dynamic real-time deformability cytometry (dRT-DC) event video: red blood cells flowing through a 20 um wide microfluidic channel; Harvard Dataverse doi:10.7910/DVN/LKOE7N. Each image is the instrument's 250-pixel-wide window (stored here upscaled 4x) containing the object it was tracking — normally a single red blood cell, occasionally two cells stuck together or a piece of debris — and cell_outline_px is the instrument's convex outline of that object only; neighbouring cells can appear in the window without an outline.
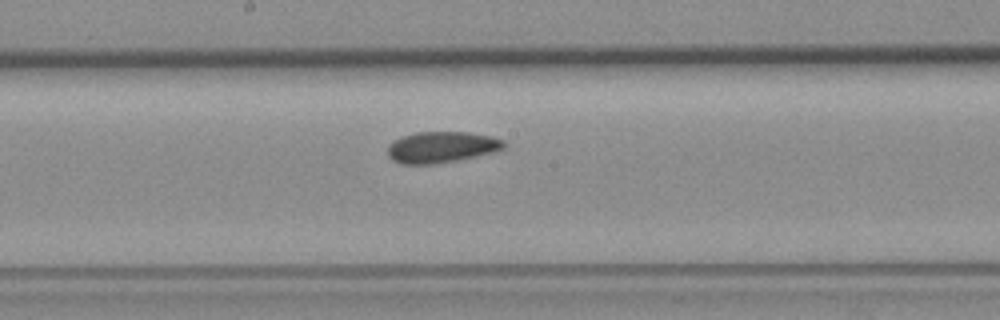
{"species": "common noctule bat (a hibernating species)", "species_latin": "Nyctalus noctula", "temperature_condition": "room temperature", "stored_images_in_passage": 8, "camera_frame_rate_fps": 3000, "um_per_image_px": 0.085, "animal": {"sex": "female", "body_mass_g": 19.3, "forearm_length_mm": 54.1}, "frame": {"image": 1, "passage_image": 8, "time_ms": 9.333, "image_size_px": [1000, 320], "cell_outline_px": [[508, 144], [504, 148], [496, 152], [456, 160], [432, 164], [400, 164], [392, 160], [388, 156], [388, 144], [404, 136], [416, 132], [468, 132], [492, 136], [504, 140]], "centroid_in_image_um": [37.57, 12.51], "position_along_channel_um": 210.6, "area_um2": 21.21}}